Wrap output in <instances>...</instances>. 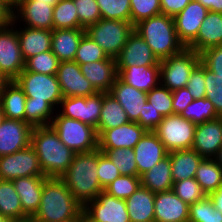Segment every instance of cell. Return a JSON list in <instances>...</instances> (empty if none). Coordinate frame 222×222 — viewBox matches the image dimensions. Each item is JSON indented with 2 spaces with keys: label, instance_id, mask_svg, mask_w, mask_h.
<instances>
[{
  "label": "cell",
  "instance_id": "obj_1",
  "mask_svg": "<svg viewBox=\"0 0 222 222\" xmlns=\"http://www.w3.org/2000/svg\"><path fill=\"white\" fill-rule=\"evenodd\" d=\"M83 209L61 178L46 177L39 209L32 218L35 222H66L78 217Z\"/></svg>",
  "mask_w": 222,
  "mask_h": 222
},
{
  "label": "cell",
  "instance_id": "obj_2",
  "mask_svg": "<svg viewBox=\"0 0 222 222\" xmlns=\"http://www.w3.org/2000/svg\"><path fill=\"white\" fill-rule=\"evenodd\" d=\"M31 146L39 158L45 177L60 178L69 168L75 155V152L60 140L51 125L33 128Z\"/></svg>",
  "mask_w": 222,
  "mask_h": 222
},
{
  "label": "cell",
  "instance_id": "obj_3",
  "mask_svg": "<svg viewBox=\"0 0 222 222\" xmlns=\"http://www.w3.org/2000/svg\"><path fill=\"white\" fill-rule=\"evenodd\" d=\"M97 167L98 149L87 153H75L69 168L60 177L83 207L104 191L99 183Z\"/></svg>",
  "mask_w": 222,
  "mask_h": 222
},
{
  "label": "cell",
  "instance_id": "obj_4",
  "mask_svg": "<svg viewBox=\"0 0 222 222\" xmlns=\"http://www.w3.org/2000/svg\"><path fill=\"white\" fill-rule=\"evenodd\" d=\"M134 30L150 46L159 61L185 48L177 36L174 18L165 14L140 21L134 26Z\"/></svg>",
  "mask_w": 222,
  "mask_h": 222
},
{
  "label": "cell",
  "instance_id": "obj_5",
  "mask_svg": "<svg viewBox=\"0 0 222 222\" xmlns=\"http://www.w3.org/2000/svg\"><path fill=\"white\" fill-rule=\"evenodd\" d=\"M51 126L60 140L75 153H87L98 149L96 128L89 124L61 116L57 112Z\"/></svg>",
  "mask_w": 222,
  "mask_h": 222
},
{
  "label": "cell",
  "instance_id": "obj_6",
  "mask_svg": "<svg viewBox=\"0 0 222 222\" xmlns=\"http://www.w3.org/2000/svg\"><path fill=\"white\" fill-rule=\"evenodd\" d=\"M133 30L134 26L131 22L101 18L86 29V34L104 50L108 57L116 59Z\"/></svg>",
  "mask_w": 222,
  "mask_h": 222
},
{
  "label": "cell",
  "instance_id": "obj_7",
  "mask_svg": "<svg viewBox=\"0 0 222 222\" xmlns=\"http://www.w3.org/2000/svg\"><path fill=\"white\" fill-rule=\"evenodd\" d=\"M199 63L200 54L185 47L181 52L160 61V84L171 91L184 88Z\"/></svg>",
  "mask_w": 222,
  "mask_h": 222
},
{
  "label": "cell",
  "instance_id": "obj_8",
  "mask_svg": "<svg viewBox=\"0 0 222 222\" xmlns=\"http://www.w3.org/2000/svg\"><path fill=\"white\" fill-rule=\"evenodd\" d=\"M14 81L23 90L27 98L33 101H47L56 111L63 99L60 84L55 75H46L24 69Z\"/></svg>",
  "mask_w": 222,
  "mask_h": 222
},
{
  "label": "cell",
  "instance_id": "obj_9",
  "mask_svg": "<svg viewBox=\"0 0 222 222\" xmlns=\"http://www.w3.org/2000/svg\"><path fill=\"white\" fill-rule=\"evenodd\" d=\"M196 124L179 114L163 117L154 132L168 152L191 149L193 146Z\"/></svg>",
  "mask_w": 222,
  "mask_h": 222
},
{
  "label": "cell",
  "instance_id": "obj_10",
  "mask_svg": "<svg viewBox=\"0 0 222 222\" xmlns=\"http://www.w3.org/2000/svg\"><path fill=\"white\" fill-rule=\"evenodd\" d=\"M17 23L12 20V23L0 28V73L9 81L14 80L25 69V60L17 37Z\"/></svg>",
  "mask_w": 222,
  "mask_h": 222
},
{
  "label": "cell",
  "instance_id": "obj_11",
  "mask_svg": "<svg viewBox=\"0 0 222 222\" xmlns=\"http://www.w3.org/2000/svg\"><path fill=\"white\" fill-rule=\"evenodd\" d=\"M29 176H44L39 158L31 145L13 154L0 156L1 180L13 181Z\"/></svg>",
  "mask_w": 222,
  "mask_h": 222
},
{
  "label": "cell",
  "instance_id": "obj_12",
  "mask_svg": "<svg viewBox=\"0 0 222 222\" xmlns=\"http://www.w3.org/2000/svg\"><path fill=\"white\" fill-rule=\"evenodd\" d=\"M102 105L103 92L87 97H63L58 107V113L61 116L89 124L97 130Z\"/></svg>",
  "mask_w": 222,
  "mask_h": 222
},
{
  "label": "cell",
  "instance_id": "obj_13",
  "mask_svg": "<svg viewBox=\"0 0 222 222\" xmlns=\"http://www.w3.org/2000/svg\"><path fill=\"white\" fill-rule=\"evenodd\" d=\"M86 222H130L126 201L102 191L84 206Z\"/></svg>",
  "mask_w": 222,
  "mask_h": 222
},
{
  "label": "cell",
  "instance_id": "obj_14",
  "mask_svg": "<svg viewBox=\"0 0 222 222\" xmlns=\"http://www.w3.org/2000/svg\"><path fill=\"white\" fill-rule=\"evenodd\" d=\"M56 76L63 97H87L98 93L75 61L60 62Z\"/></svg>",
  "mask_w": 222,
  "mask_h": 222
},
{
  "label": "cell",
  "instance_id": "obj_15",
  "mask_svg": "<svg viewBox=\"0 0 222 222\" xmlns=\"http://www.w3.org/2000/svg\"><path fill=\"white\" fill-rule=\"evenodd\" d=\"M33 127L25 121L5 118L0 125V156L13 154L31 145Z\"/></svg>",
  "mask_w": 222,
  "mask_h": 222
},
{
  "label": "cell",
  "instance_id": "obj_16",
  "mask_svg": "<svg viewBox=\"0 0 222 222\" xmlns=\"http://www.w3.org/2000/svg\"><path fill=\"white\" fill-rule=\"evenodd\" d=\"M53 9L54 6H52L51 3H42L36 0H23L13 10V20L18 21L19 24L21 23L20 21H23V25L29 28L52 31Z\"/></svg>",
  "mask_w": 222,
  "mask_h": 222
},
{
  "label": "cell",
  "instance_id": "obj_17",
  "mask_svg": "<svg viewBox=\"0 0 222 222\" xmlns=\"http://www.w3.org/2000/svg\"><path fill=\"white\" fill-rule=\"evenodd\" d=\"M160 61L152 52L145 40L133 30L127 38L126 44L116 58L117 67L152 66Z\"/></svg>",
  "mask_w": 222,
  "mask_h": 222
},
{
  "label": "cell",
  "instance_id": "obj_18",
  "mask_svg": "<svg viewBox=\"0 0 222 222\" xmlns=\"http://www.w3.org/2000/svg\"><path fill=\"white\" fill-rule=\"evenodd\" d=\"M222 147V117L196 125L192 149L203 158H215Z\"/></svg>",
  "mask_w": 222,
  "mask_h": 222
},
{
  "label": "cell",
  "instance_id": "obj_19",
  "mask_svg": "<svg viewBox=\"0 0 222 222\" xmlns=\"http://www.w3.org/2000/svg\"><path fill=\"white\" fill-rule=\"evenodd\" d=\"M208 11L201 3L192 0L174 17L177 36L185 47L197 37Z\"/></svg>",
  "mask_w": 222,
  "mask_h": 222
},
{
  "label": "cell",
  "instance_id": "obj_20",
  "mask_svg": "<svg viewBox=\"0 0 222 222\" xmlns=\"http://www.w3.org/2000/svg\"><path fill=\"white\" fill-rule=\"evenodd\" d=\"M133 150L138 177L166 158L169 153L154 131H146Z\"/></svg>",
  "mask_w": 222,
  "mask_h": 222
},
{
  "label": "cell",
  "instance_id": "obj_21",
  "mask_svg": "<svg viewBox=\"0 0 222 222\" xmlns=\"http://www.w3.org/2000/svg\"><path fill=\"white\" fill-rule=\"evenodd\" d=\"M146 130L137 122H128L124 125L104 130L98 136V149H133L140 141Z\"/></svg>",
  "mask_w": 222,
  "mask_h": 222
},
{
  "label": "cell",
  "instance_id": "obj_22",
  "mask_svg": "<svg viewBox=\"0 0 222 222\" xmlns=\"http://www.w3.org/2000/svg\"><path fill=\"white\" fill-rule=\"evenodd\" d=\"M189 205L172 190L155 193V222H188Z\"/></svg>",
  "mask_w": 222,
  "mask_h": 222
},
{
  "label": "cell",
  "instance_id": "obj_23",
  "mask_svg": "<svg viewBox=\"0 0 222 222\" xmlns=\"http://www.w3.org/2000/svg\"><path fill=\"white\" fill-rule=\"evenodd\" d=\"M79 66L83 76L98 92H110L118 76L116 59L109 57L106 60L80 64Z\"/></svg>",
  "mask_w": 222,
  "mask_h": 222
},
{
  "label": "cell",
  "instance_id": "obj_24",
  "mask_svg": "<svg viewBox=\"0 0 222 222\" xmlns=\"http://www.w3.org/2000/svg\"><path fill=\"white\" fill-rule=\"evenodd\" d=\"M120 103L130 122L139 120L140 112L144 108V103L147 102V93L130 86L118 77L109 92Z\"/></svg>",
  "mask_w": 222,
  "mask_h": 222
},
{
  "label": "cell",
  "instance_id": "obj_25",
  "mask_svg": "<svg viewBox=\"0 0 222 222\" xmlns=\"http://www.w3.org/2000/svg\"><path fill=\"white\" fill-rule=\"evenodd\" d=\"M45 181V176L20 177L12 181L19 195L22 210L28 217H33L39 209Z\"/></svg>",
  "mask_w": 222,
  "mask_h": 222
},
{
  "label": "cell",
  "instance_id": "obj_26",
  "mask_svg": "<svg viewBox=\"0 0 222 222\" xmlns=\"http://www.w3.org/2000/svg\"><path fill=\"white\" fill-rule=\"evenodd\" d=\"M117 73L121 81L145 93L160 84V65L117 67Z\"/></svg>",
  "mask_w": 222,
  "mask_h": 222
},
{
  "label": "cell",
  "instance_id": "obj_27",
  "mask_svg": "<svg viewBox=\"0 0 222 222\" xmlns=\"http://www.w3.org/2000/svg\"><path fill=\"white\" fill-rule=\"evenodd\" d=\"M222 44V13L208 11L197 37L187 46L200 54Z\"/></svg>",
  "mask_w": 222,
  "mask_h": 222
},
{
  "label": "cell",
  "instance_id": "obj_28",
  "mask_svg": "<svg viewBox=\"0 0 222 222\" xmlns=\"http://www.w3.org/2000/svg\"><path fill=\"white\" fill-rule=\"evenodd\" d=\"M17 29V37L25 62L40 53L50 51L52 43V31L24 27Z\"/></svg>",
  "mask_w": 222,
  "mask_h": 222
},
{
  "label": "cell",
  "instance_id": "obj_29",
  "mask_svg": "<svg viewBox=\"0 0 222 222\" xmlns=\"http://www.w3.org/2000/svg\"><path fill=\"white\" fill-rule=\"evenodd\" d=\"M85 29H53L51 51L60 62L74 61L77 48Z\"/></svg>",
  "mask_w": 222,
  "mask_h": 222
},
{
  "label": "cell",
  "instance_id": "obj_30",
  "mask_svg": "<svg viewBox=\"0 0 222 222\" xmlns=\"http://www.w3.org/2000/svg\"><path fill=\"white\" fill-rule=\"evenodd\" d=\"M125 201L130 222H155V193L151 192L148 188L140 186Z\"/></svg>",
  "mask_w": 222,
  "mask_h": 222
},
{
  "label": "cell",
  "instance_id": "obj_31",
  "mask_svg": "<svg viewBox=\"0 0 222 222\" xmlns=\"http://www.w3.org/2000/svg\"><path fill=\"white\" fill-rule=\"evenodd\" d=\"M171 162V176L173 182L194 178L199 164L204 159L191 149L175 150L169 152Z\"/></svg>",
  "mask_w": 222,
  "mask_h": 222
},
{
  "label": "cell",
  "instance_id": "obj_32",
  "mask_svg": "<svg viewBox=\"0 0 222 222\" xmlns=\"http://www.w3.org/2000/svg\"><path fill=\"white\" fill-rule=\"evenodd\" d=\"M27 97L18 84L9 81L0 97V106L5 118L25 121V104Z\"/></svg>",
  "mask_w": 222,
  "mask_h": 222
},
{
  "label": "cell",
  "instance_id": "obj_33",
  "mask_svg": "<svg viewBox=\"0 0 222 222\" xmlns=\"http://www.w3.org/2000/svg\"><path fill=\"white\" fill-rule=\"evenodd\" d=\"M141 186L148 188L153 193L172 190L173 179L171 176L170 156L154 165L149 171L140 176Z\"/></svg>",
  "mask_w": 222,
  "mask_h": 222
},
{
  "label": "cell",
  "instance_id": "obj_34",
  "mask_svg": "<svg viewBox=\"0 0 222 222\" xmlns=\"http://www.w3.org/2000/svg\"><path fill=\"white\" fill-rule=\"evenodd\" d=\"M129 122L126 112L120 103L109 92L103 93V105L98 122L97 135Z\"/></svg>",
  "mask_w": 222,
  "mask_h": 222
},
{
  "label": "cell",
  "instance_id": "obj_35",
  "mask_svg": "<svg viewBox=\"0 0 222 222\" xmlns=\"http://www.w3.org/2000/svg\"><path fill=\"white\" fill-rule=\"evenodd\" d=\"M194 178L208 196L222 184V168L214 158H204L199 164Z\"/></svg>",
  "mask_w": 222,
  "mask_h": 222
},
{
  "label": "cell",
  "instance_id": "obj_36",
  "mask_svg": "<svg viewBox=\"0 0 222 222\" xmlns=\"http://www.w3.org/2000/svg\"><path fill=\"white\" fill-rule=\"evenodd\" d=\"M0 213L12 220L28 218L23 212L19 195L13 182L0 179Z\"/></svg>",
  "mask_w": 222,
  "mask_h": 222
},
{
  "label": "cell",
  "instance_id": "obj_37",
  "mask_svg": "<svg viewBox=\"0 0 222 222\" xmlns=\"http://www.w3.org/2000/svg\"><path fill=\"white\" fill-rule=\"evenodd\" d=\"M55 114L56 110L47 101L38 102L33 101V98H27L25 122L33 128L51 125L53 115Z\"/></svg>",
  "mask_w": 222,
  "mask_h": 222
},
{
  "label": "cell",
  "instance_id": "obj_38",
  "mask_svg": "<svg viewBox=\"0 0 222 222\" xmlns=\"http://www.w3.org/2000/svg\"><path fill=\"white\" fill-rule=\"evenodd\" d=\"M79 18L73 0H60L53 9V29H77Z\"/></svg>",
  "mask_w": 222,
  "mask_h": 222
},
{
  "label": "cell",
  "instance_id": "obj_39",
  "mask_svg": "<svg viewBox=\"0 0 222 222\" xmlns=\"http://www.w3.org/2000/svg\"><path fill=\"white\" fill-rule=\"evenodd\" d=\"M180 115L196 125L220 117L212 102L205 97L194 99Z\"/></svg>",
  "mask_w": 222,
  "mask_h": 222
},
{
  "label": "cell",
  "instance_id": "obj_40",
  "mask_svg": "<svg viewBox=\"0 0 222 222\" xmlns=\"http://www.w3.org/2000/svg\"><path fill=\"white\" fill-rule=\"evenodd\" d=\"M105 153L118 168L121 175L138 176L135 153L130 148L99 149Z\"/></svg>",
  "mask_w": 222,
  "mask_h": 222
},
{
  "label": "cell",
  "instance_id": "obj_41",
  "mask_svg": "<svg viewBox=\"0 0 222 222\" xmlns=\"http://www.w3.org/2000/svg\"><path fill=\"white\" fill-rule=\"evenodd\" d=\"M188 222H222V212L215 209L209 196L189 205Z\"/></svg>",
  "mask_w": 222,
  "mask_h": 222
},
{
  "label": "cell",
  "instance_id": "obj_42",
  "mask_svg": "<svg viewBox=\"0 0 222 222\" xmlns=\"http://www.w3.org/2000/svg\"><path fill=\"white\" fill-rule=\"evenodd\" d=\"M102 19L131 22L130 0H97Z\"/></svg>",
  "mask_w": 222,
  "mask_h": 222
},
{
  "label": "cell",
  "instance_id": "obj_43",
  "mask_svg": "<svg viewBox=\"0 0 222 222\" xmlns=\"http://www.w3.org/2000/svg\"><path fill=\"white\" fill-rule=\"evenodd\" d=\"M108 58L104 50L85 33L79 42L74 61L80 65Z\"/></svg>",
  "mask_w": 222,
  "mask_h": 222
},
{
  "label": "cell",
  "instance_id": "obj_44",
  "mask_svg": "<svg viewBox=\"0 0 222 222\" xmlns=\"http://www.w3.org/2000/svg\"><path fill=\"white\" fill-rule=\"evenodd\" d=\"M60 61L50 50L37 54L25 62V69L35 73L55 75L57 73Z\"/></svg>",
  "mask_w": 222,
  "mask_h": 222
},
{
  "label": "cell",
  "instance_id": "obj_45",
  "mask_svg": "<svg viewBox=\"0 0 222 222\" xmlns=\"http://www.w3.org/2000/svg\"><path fill=\"white\" fill-rule=\"evenodd\" d=\"M141 186V178L138 176L120 175L112 183L106 186L104 191L118 199L126 200Z\"/></svg>",
  "mask_w": 222,
  "mask_h": 222
},
{
  "label": "cell",
  "instance_id": "obj_46",
  "mask_svg": "<svg viewBox=\"0 0 222 222\" xmlns=\"http://www.w3.org/2000/svg\"><path fill=\"white\" fill-rule=\"evenodd\" d=\"M172 191L188 205L203 200L207 196L195 178L174 182Z\"/></svg>",
  "mask_w": 222,
  "mask_h": 222
},
{
  "label": "cell",
  "instance_id": "obj_47",
  "mask_svg": "<svg viewBox=\"0 0 222 222\" xmlns=\"http://www.w3.org/2000/svg\"><path fill=\"white\" fill-rule=\"evenodd\" d=\"M130 9L133 26L142 20L161 14L160 0H130Z\"/></svg>",
  "mask_w": 222,
  "mask_h": 222
},
{
  "label": "cell",
  "instance_id": "obj_48",
  "mask_svg": "<svg viewBox=\"0 0 222 222\" xmlns=\"http://www.w3.org/2000/svg\"><path fill=\"white\" fill-rule=\"evenodd\" d=\"M147 101L160 112L163 117L173 114L172 91L159 84L147 93Z\"/></svg>",
  "mask_w": 222,
  "mask_h": 222
},
{
  "label": "cell",
  "instance_id": "obj_49",
  "mask_svg": "<svg viewBox=\"0 0 222 222\" xmlns=\"http://www.w3.org/2000/svg\"><path fill=\"white\" fill-rule=\"evenodd\" d=\"M79 18V29H87L101 19L97 0H73Z\"/></svg>",
  "mask_w": 222,
  "mask_h": 222
},
{
  "label": "cell",
  "instance_id": "obj_50",
  "mask_svg": "<svg viewBox=\"0 0 222 222\" xmlns=\"http://www.w3.org/2000/svg\"><path fill=\"white\" fill-rule=\"evenodd\" d=\"M205 98L209 99L216 113L222 117V78L205 67Z\"/></svg>",
  "mask_w": 222,
  "mask_h": 222
},
{
  "label": "cell",
  "instance_id": "obj_51",
  "mask_svg": "<svg viewBox=\"0 0 222 222\" xmlns=\"http://www.w3.org/2000/svg\"><path fill=\"white\" fill-rule=\"evenodd\" d=\"M97 174L99 183L103 189L121 175L111 159L99 149Z\"/></svg>",
  "mask_w": 222,
  "mask_h": 222
},
{
  "label": "cell",
  "instance_id": "obj_52",
  "mask_svg": "<svg viewBox=\"0 0 222 222\" xmlns=\"http://www.w3.org/2000/svg\"><path fill=\"white\" fill-rule=\"evenodd\" d=\"M185 87L194 99L205 97V66L201 62L191 72Z\"/></svg>",
  "mask_w": 222,
  "mask_h": 222
},
{
  "label": "cell",
  "instance_id": "obj_53",
  "mask_svg": "<svg viewBox=\"0 0 222 222\" xmlns=\"http://www.w3.org/2000/svg\"><path fill=\"white\" fill-rule=\"evenodd\" d=\"M200 62L217 77L222 78V44L201 52Z\"/></svg>",
  "mask_w": 222,
  "mask_h": 222
},
{
  "label": "cell",
  "instance_id": "obj_54",
  "mask_svg": "<svg viewBox=\"0 0 222 222\" xmlns=\"http://www.w3.org/2000/svg\"><path fill=\"white\" fill-rule=\"evenodd\" d=\"M163 120V115L152 107L148 101L144 103V108L140 112L137 123L146 131H154Z\"/></svg>",
  "mask_w": 222,
  "mask_h": 222
},
{
  "label": "cell",
  "instance_id": "obj_55",
  "mask_svg": "<svg viewBox=\"0 0 222 222\" xmlns=\"http://www.w3.org/2000/svg\"><path fill=\"white\" fill-rule=\"evenodd\" d=\"M194 101L193 96L186 87L172 91L173 114H181V112Z\"/></svg>",
  "mask_w": 222,
  "mask_h": 222
},
{
  "label": "cell",
  "instance_id": "obj_56",
  "mask_svg": "<svg viewBox=\"0 0 222 222\" xmlns=\"http://www.w3.org/2000/svg\"><path fill=\"white\" fill-rule=\"evenodd\" d=\"M192 0H160L161 14L175 17L179 14Z\"/></svg>",
  "mask_w": 222,
  "mask_h": 222
},
{
  "label": "cell",
  "instance_id": "obj_57",
  "mask_svg": "<svg viewBox=\"0 0 222 222\" xmlns=\"http://www.w3.org/2000/svg\"><path fill=\"white\" fill-rule=\"evenodd\" d=\"M12 20L13 11L4 0H0V28L12 23Z\"/></svg>",
  "mask_w": 222,
  "mask_h": 222
},
{
  "label": "cell",
  "instance_id": "obj_58",
  "mask_svg": "<svg viewBox=\"0 0 222 222\" xmlns=\"http://www.w3.org/2000/svg\"><path fill=\"white\" fill-rule=\"evenodd\" d=\"M209 11L222 13V0H196Z\"/></svg>",
  "mask_w": 222,
  "mask_h": 222
},
{
  "label": "cell",
  "instance_id": "obj_59",
  "mask_svg": "<svg viewBox=\"0 0 222 222\" xmlns=\"http://www.w3.org/2000/svg\"><path fill=\"white\" fill-rule=\"evenodd\" d=\"M208 196L212 200L215 209L222 212V184L216 191L210 193Z\"/></svg>",
  "mask_w": 222,
  "mask_h": 222
},
{
  "label": "cell",
  "instance_id": "obj_60",
  "mask_svg": "<svg viewBox=\"0 0 222 222\" xmlns=\"http://www.w3.org/2000/svg\"><path fill=\"white\" fill-rule=\"evenodd\" d=\"M23 0H4V2L11 8L13 11Z\"/></svg>",
  "mask_w": 222,
  "mask_h": 222
},
{
  "label": "cell",
  "instance_id": "obj_61",
  "mask_svg": "<svg viewBox=\"0 0 222 222\" xmlns=\"http://www.w3.org/2000/svg\"><path fill=\"white\" fill-rule=\"evenodd\" d=\"M9 82V80L0 73V97L3 93L4 86Z\"/></svg>",
  "mask_w": 222,
  "mask_h": 222
},
{
  "label": "cell",
  "instance_id": "obj_62",
  "mask_svg": "<svg viewBox=\"0 0 222 222\" xmlns=\"http://www.w3.org/2000/svg\"><path fill=\"white\" fill-rule=\"evenodd\" d=\"M66 222H86V217H85L84 211L78 217L73 218V219L66 221Z\"/></svg>",
  "mask_w": 222,
  "mask_h": 222
},
{
  "label": "cell",
  "instance_id": "obj_63",
  "mask_svg": "<svg viewBox=\"0 0 222 222\" xmlns=\"http://www.w3.org/2000/svg\"><path fill=\"white\" fill-rule=\"evenodd\" d=\"M214 159L219 164V166L222 168V147L219 149V151Z\"/></svg>",
  "mask_w": 222,
  "mask_h": 222
},
{
  "label": "cell",
  "instance_id": "obj_64",
  "mask_svg": "<svg viewBox=\"0 0 222 222\" xmlns=\"http://www.w3.org/2000/svg\"><path fill=\"white\" fill-rule=\"evenodd\" d=\"M42 3H51L52 6H55L60 0H36Z\"/></svg>",
  "mask_w": 222,
  "mask_h": 222
},
{
  "label": "cell",
  "instance_id": "obj_65",
  "mask_svg": "<svg viewBox=\"0 0 222 222\" xmlns=\"http://www.w3.org/2000/svg\"><path fill=\"white\" fill-rule=\"evenodd\" d=\"M13 220L7 216H3L1 213H0V222H12Z\"/></svg>",
  "mask_w": 222,
  "mask_h": 222
},
{
  "label": "cell",
  "instance_id": "obj_66",
  "mask_svg": "<svg viewBox=\"0 0 222 222\" xmlns=\"http://www.w3.org/2000/svg\"><path fill=\"white\" fill-rule=\"evenodd\" d=\"M12 222H35L32 217H28L25 219H20V220H13Z\"/></svg>",
  "mask_w": 222,
  "mask_h": 222
},
{
  "label": "cell",
  "instance_id": "obj_67",
  "mask_svg": "<svg viewBox=\"0 0 222 222\" xmlns=\"http://www.w3.org/2000/svg\"><path fill=\"white\" fill-rule=\"evenodd\" d=\"M4 119H5V115H4L3 110H2V108L0 106V125L2 124Z\"/></svg>",
  "mask_w": 222,
  "mask_h": 222
}]
</instances>
